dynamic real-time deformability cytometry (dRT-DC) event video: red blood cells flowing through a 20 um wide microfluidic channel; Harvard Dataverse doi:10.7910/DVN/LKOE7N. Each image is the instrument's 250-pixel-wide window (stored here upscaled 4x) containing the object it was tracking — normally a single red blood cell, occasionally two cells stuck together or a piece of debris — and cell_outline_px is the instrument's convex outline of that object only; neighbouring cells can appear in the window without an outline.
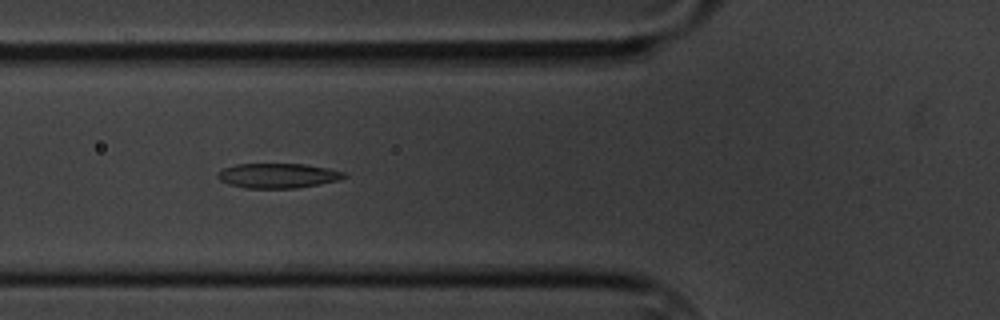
{"species": "common noctule bat (a hibernating species)", "species_latin": "Nyctalus noctula", "temperature_condition": "cold", "stored_images_in_passage": 5, "camera_frame_rate_fps": 3000, "um_per_image_px": 0.085, "animal": {"sex": "male", "body_mass_g": 20.1, "forearm_length_mm": 53.5}, "frame": {"image": 1, "passage_image": 5, "time_ms": 4.667, "image_size_px": [1000, 320], "cell_outline_px": [[348, 176], [340, 180], [320, 184], [296, 188], [244, 188], [228, 184], [220, 180], [216, 176], [224, 168], [236, 164], [304, 164], [328, 168], [344, 172]], "centroid_in_image_um": [23.64, 14.93], "position_along_channel_um": 102.2, "area_um2": 18.26}}